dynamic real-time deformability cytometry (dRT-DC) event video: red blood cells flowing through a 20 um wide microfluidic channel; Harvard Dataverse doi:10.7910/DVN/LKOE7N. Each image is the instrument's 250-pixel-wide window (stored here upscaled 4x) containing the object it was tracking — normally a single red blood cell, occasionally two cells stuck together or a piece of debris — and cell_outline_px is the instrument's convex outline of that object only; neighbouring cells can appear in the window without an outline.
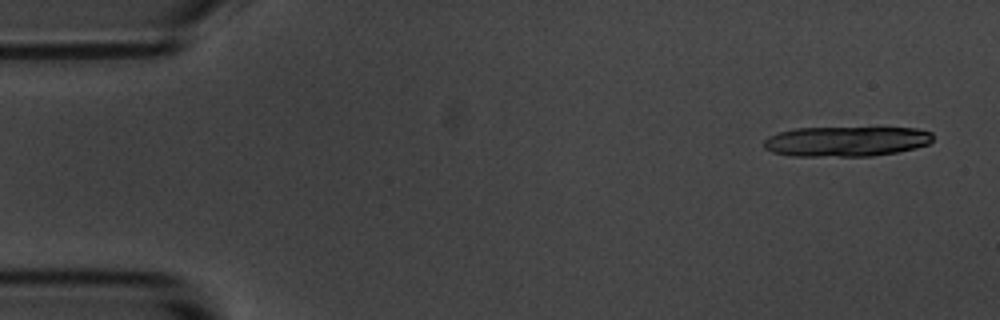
{"species": "common noctule bat (a hibernating species)", "species_latin": "Nyctalus noctula", "temperature_condition": "room temperature", "stored_images_in_passage": 5, "camera_frame_rate_fps": 3000, "um_per_image_px": 0.085, "animal": {"sex": "male", "body_mass_g": 20.1, "forearm_length_mm": 53.5}, "frame": {"image": 1, "passage_image": 1, "time_ms": 0.0, "image_size_px": [1000, 320], "cell_outline_px": [[932, 140], [928, 144], [916, 148], [896, 152], [872, 156], [788, 156], [772, 152], [764, 148], [764, 140], [768, 136], [780, 132], [796, 128], [916, 128], [932, 132]], "centroid_in_image_um": [71.91, 12.02], "position_along_channel_um": 13.1, "area_um2": 29.65}}
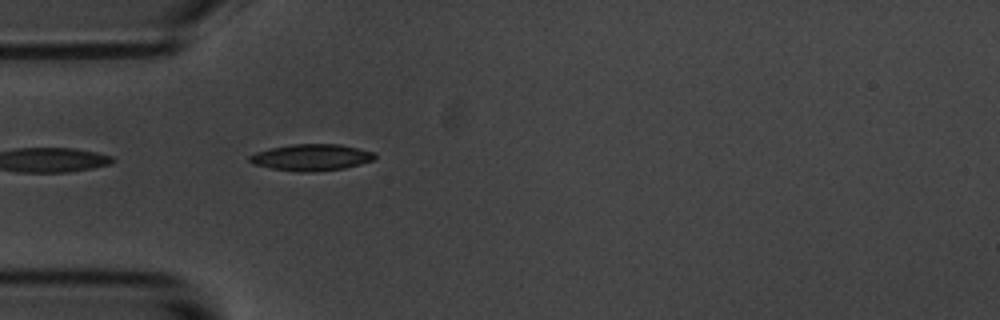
{"frame": {"image": 2, "passage_image": 5, "time_ms": 4.667, "image_size_px": [1000, 320], "cell_outline_px": [[376, 156], [372, 160], [360, 164], [344, 168], [308, 172], [300, 172], [272, 168], [252, 164], [248, 160], [248, 156], [256, 152], [268, 148], [292, 144], [340, 144], [376, 152]], "centroid_in_image_um": [26.45, 13.36], "position_along_channel_um": 58.6, "area_um2": 19.36}}